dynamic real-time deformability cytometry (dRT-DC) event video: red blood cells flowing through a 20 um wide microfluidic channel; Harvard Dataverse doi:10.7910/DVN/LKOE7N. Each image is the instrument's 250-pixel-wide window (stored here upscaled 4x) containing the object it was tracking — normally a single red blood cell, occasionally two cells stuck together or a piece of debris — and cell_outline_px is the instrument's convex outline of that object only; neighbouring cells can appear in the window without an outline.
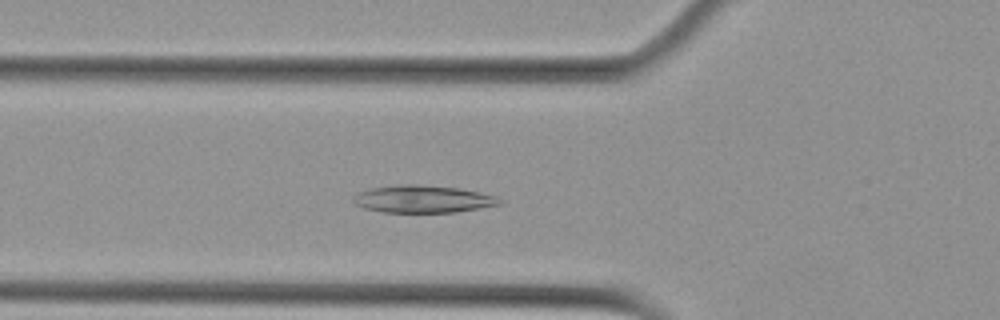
{"species": "Egyptian fruit bat (a non-hibernating species)", "species_latin": "Rousettus aegyptiacus", "temperature_condition": "cold", "stored_images_in_passage": 43, "camera_frame_rate_fps": 3000, "um_per_image_px": 0.085, "animal": {"sex": "female"}, "frame": {"image": 1, "passage_image": 12, "time_ms": 3.667, "image_size_px": [1000, 320], "cell_outline_px": [[500, 204], [456, 212], [384, 212], [364, 208], [356, 204], [352, 200], [352, 196], [368, 188], [400, 184], [416, 184], [460, 188], [480, 192], [496, 196], [500, 200]], "centroid_in_image_um": [35.9, 16.91], "position_along_channel_um": 89.9, "area_um2": 23.29}}
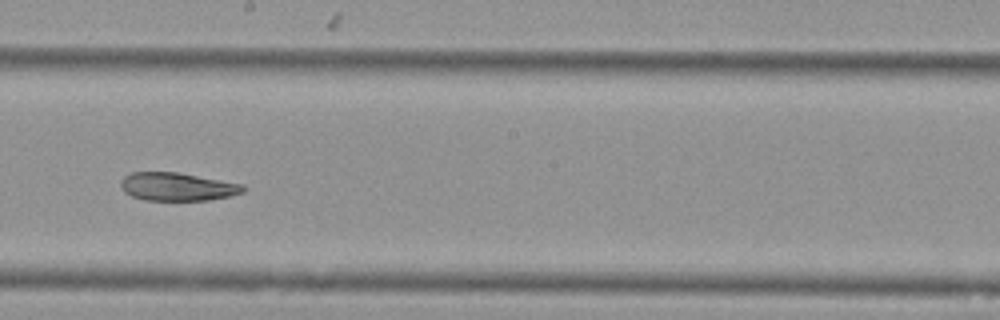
{"frame": {"image": 2, "passage_image": 24, "time_ms": 7.667, "image_size_px": [1000, 320], "cell_outline_px": [[248, 188], [244, 192], [228, 196], [208, 200], [144, 200], [132, 196], [124, 192], [120, 184], [120, 180], [124, 176], [132, 172], [176, 172], [244, 184]], "centroid_in_image_um": [15.07, 15.87], "position_along_channel_um": 233.1, "area_um2": 20.11}}
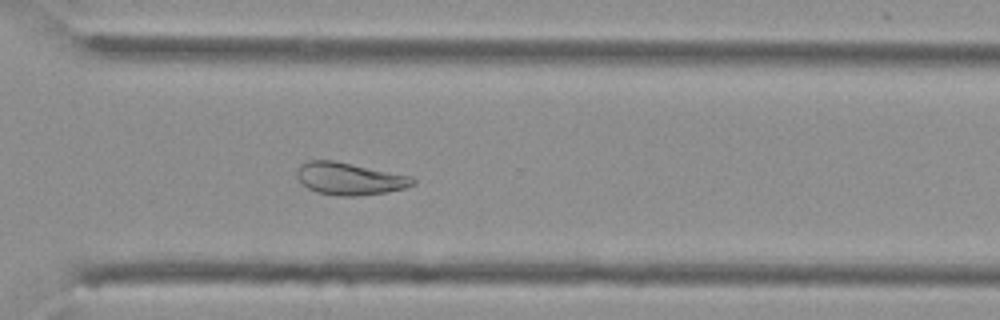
{"frame": {"image": 3, "passage_image": 33, "time_ms": 10.667, "image_size_px": [1000, 320], "cell_outline_px": [[416, 184], [404, 188], [384, 192], [356, 196], [340, 196], [316, 192], [308, 188], [296, 176], [296, 172], [300, 164], [308, 160], [332, 160], [412, 176], [416, 180]], "centroid_in_image_um": [29.7, 15.18], "position_along_channel_um": 340.9, "area_um2": 21.68}, "authors_computed_cell_mechanics": {"area_um2": 22.4264, "velocity_mm_per_s": 3.5903, "shape_relaxation_time_tau1_ms": null, "shape_relaxation_time_tau2_ms": 5.5207, "deformation_change_tau1": null, "deformation_change_tau2": 0.118}}